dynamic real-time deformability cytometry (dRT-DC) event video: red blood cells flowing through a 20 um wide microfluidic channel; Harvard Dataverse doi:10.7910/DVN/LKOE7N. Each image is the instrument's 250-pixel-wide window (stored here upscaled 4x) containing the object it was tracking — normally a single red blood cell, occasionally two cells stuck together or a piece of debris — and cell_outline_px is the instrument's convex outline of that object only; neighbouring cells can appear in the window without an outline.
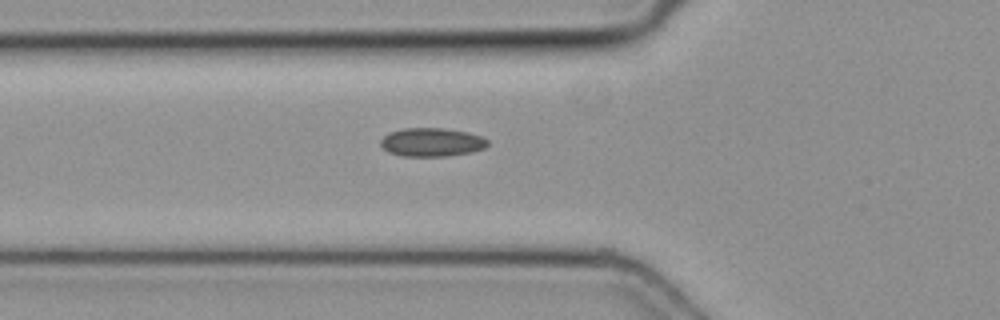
{"species": "common noctule bat (a hibernating species)", "species_latin": "Nyctalus noctula", "temperature_condition": "cold", "stored_images_in_passage": 31, "camera_frame_rate_fps": 3000, "um_per_image_px": 0.085, "animal": {"sex": "female", "body_mass_g": 19.3, "forearm_length_mm": 54.1}, "frame": {"image": 1, "passage_image": 2, "time_ms": 0.333, "image_size_px": [1000, 320], "cell_outline_px": [[488, 144], [484, 148], [472, 152], [448, 156], [404, 156], [388, 152], [380, 144], [380, 140], [384, 136], [392, 132], [404, 128], [444, 128], [468, 132], [480, 136], [488, 140]], "centroid_in_image_um": [36.71, 12.09], "position_along_channel_um": 89.1, "area_um2": 17.74}}
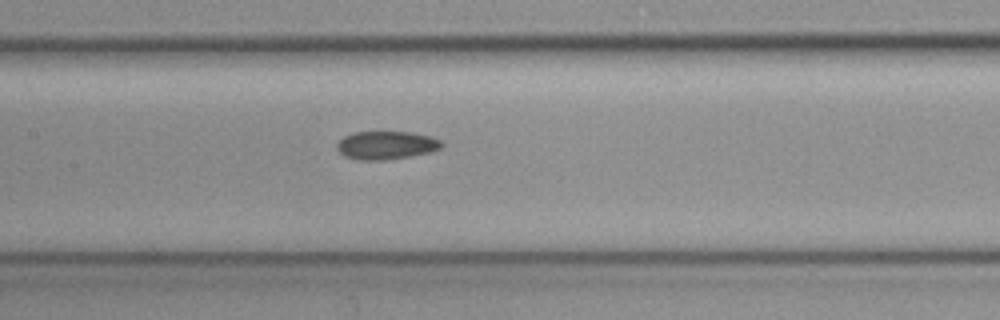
{"frame": {"image": 2, "passage_image": 8, "time_ms": 2.333, "image_size_px": [1000, 320], "cell_outline_px": [[444, 144], [440, 148], [428, 152], [408, 156], [384, 160], [360, 160], [344, 156], [336, 148], [336, 144], [344, 136], [352, 132], [412, 132], [428, 136], [440, 140]], "centroid_in_image_um": [32.79, 12.34], "position_along_channel_um": 174.6, "area_um2": 17.05}}
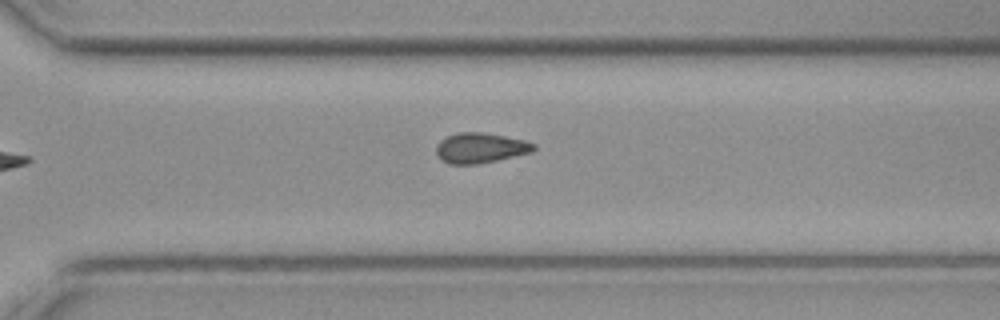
{"frame": {"image": 3, "passage_image": 19, "time_ms": 6.0, "image_size_px": [1000, 320], "cell_outline_px": [[536, 148], [532, 152], [496, 160], [476, 164], [448, 164], [440, 160], [436, 156], [436, 144], [444, 136], [456, 132], [484, 132], [524, 140], [536, 144]], "centroid_in_image_um": [40.77, 12.56], "position_along_channel_um": 329.8, "area_um2": 17.4}}